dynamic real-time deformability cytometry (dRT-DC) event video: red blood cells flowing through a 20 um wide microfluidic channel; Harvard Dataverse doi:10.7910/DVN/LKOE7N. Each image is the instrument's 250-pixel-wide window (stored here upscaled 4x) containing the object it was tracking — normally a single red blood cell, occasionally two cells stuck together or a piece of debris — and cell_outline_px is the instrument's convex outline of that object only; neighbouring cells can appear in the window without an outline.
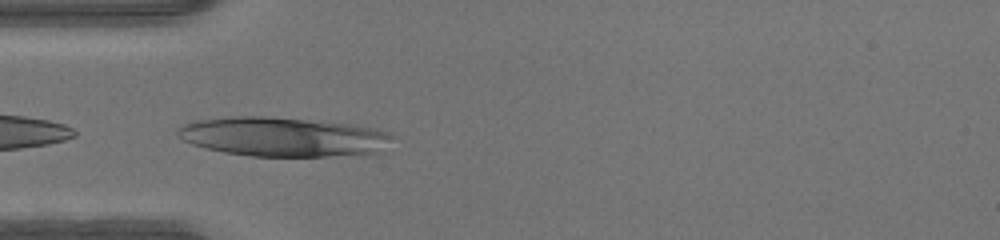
{"species": "human", "species_latin": "Homo sapiens", "temperature_condition": "warm", "stored_images_in_passage": 12, "camera_frame_rate_fps": 3000, "um_per_image_px": 0.085, "donor": {"sex": "male"}, "frame": {"image": 1, "passage_image": 1, "time_ms": 0.0, "image_size_px": [1000, 240], "cell_outline_px": [[392, 136], [376, 152], [328, 156], [252, 156], [224, 152], [204, 148], [192, 144], [176, 136], [176, 132], [184, 124], [192, 120], [232, 116], [264, 116], [324, 120], [372, 128], [388, 132]], "centroid_in_image_um": [23.94, 11.6], "position_along_channel_um": 61.1, "area_um2": 48.96}}
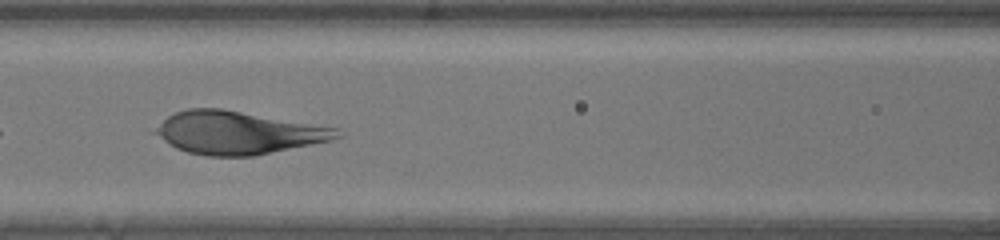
{"frame": {"image": 2, "passage_image": 7, "time_ms": 2.0, "image_size_px": [1000, 240], "cell_outline_px": [[344, 136], [332, 140], [252, 156], [208, 156], [188, 152], [176, 148], [168, 144], [152, 132], [168, 116], [176, 112], [188, 108], [220, 108], [340, 128]], "centroid_in_image_um": [20.25, 11.28], "position_along_channel_um": 146.3, "area_um2": 45.2}}
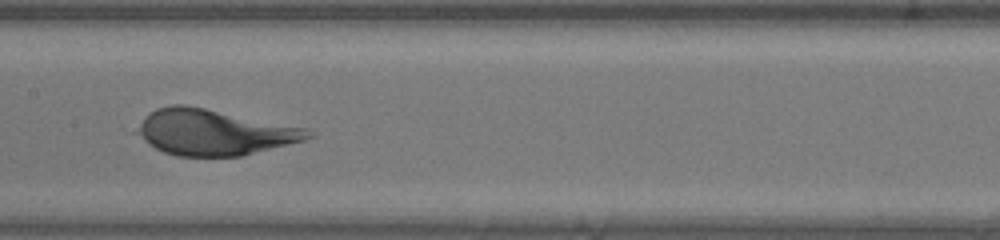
{"frame": {"image": 3, "passage_image": 10, "time_ms": 3.0, "image_size_px": [1000, 240], "cell_outline_px": [[316, 136], [304, 140], [240, 156], [176, 156], [164, 152], [148, 144], [132, 132], [144, 116], [148, 112], [156, 108], [172, 104], [184, 104], [308, 128]], "centroid_in_image_um": [18.13, 11.23], "position_along_channel_um": 189.3, "area_um2": 45.72}}